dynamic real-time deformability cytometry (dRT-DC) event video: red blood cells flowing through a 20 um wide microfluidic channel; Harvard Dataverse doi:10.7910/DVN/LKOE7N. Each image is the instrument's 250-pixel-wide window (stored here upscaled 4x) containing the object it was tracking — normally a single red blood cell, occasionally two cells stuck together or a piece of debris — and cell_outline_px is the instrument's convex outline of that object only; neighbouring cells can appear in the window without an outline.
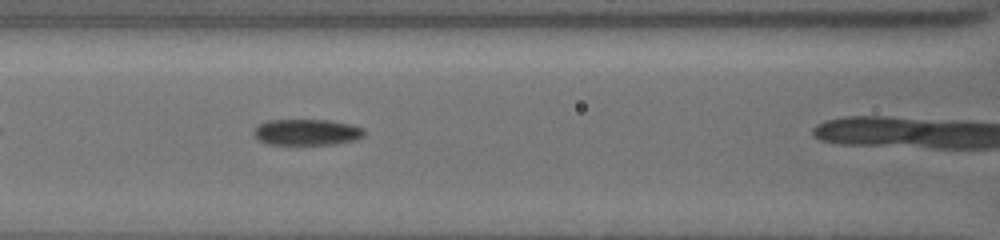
{"species": "common noctule bat (a hibernating species)", "species_latin": "Nyctalus noctula", "temperature_condition": "cold", "stored_images_in_passage": 8, "camera_frame_rate_fps": 3000, "um_per_image_px": 0.085, "animal": {"sex": "female", "body_mass_g": 19.5, "forearm_length_mm": 54.1}, "frame": {"image": 1, "passage_image": 7, "time_ms": 3.0, "image_size_px": [1000, 240], "cell_outline_px": [[364, 136], [360, 140], [332, 144], [268, 144], [260, 140], [252, 132], [260, 124], [268, 120], [328, 120], [348, 124], [360, 128], [364, 132]], "centroid_in_image_um": [26.09, 11.24], "position_along_channel_um": 140.5, "area_um2": 16.59}}